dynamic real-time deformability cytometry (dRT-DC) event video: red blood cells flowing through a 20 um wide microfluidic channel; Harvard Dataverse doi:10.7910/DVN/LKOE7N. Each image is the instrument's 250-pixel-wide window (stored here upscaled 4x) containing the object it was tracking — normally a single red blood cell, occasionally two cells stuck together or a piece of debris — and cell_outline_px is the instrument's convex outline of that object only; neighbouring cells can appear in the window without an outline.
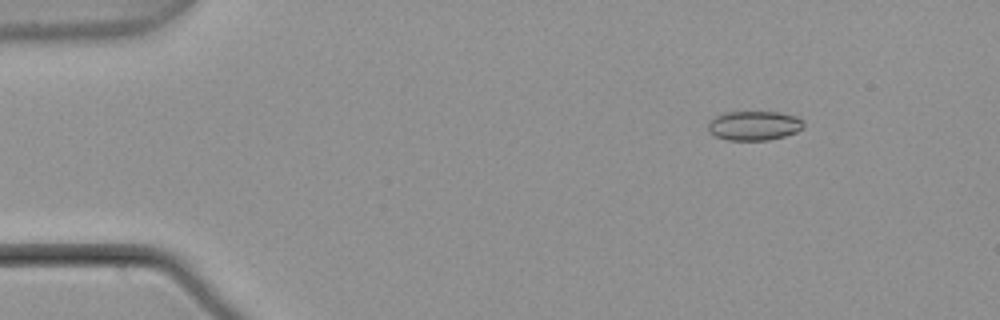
{"species": "common noctule bat (a hibernating species)", "species_latin": "Nyctalus noctula", "temperature_condition": "warm", "stored_images_in_passage": 49, "camera_frame_rate_fps": 3000, "um_per_image_px": 0.085, "animal": {"sex": "male", "body_mass_g": 21.5, "forearm_length_mm": 52.0}, "frame": {"image": 1, "passage_image": 2, "time_ms": 0.333, "image_size_px": [1000, 320], "cell_outline_px": [[804, 128], [796, 132], [784, 136], [768, 140], [728, 140], [716, 136], [708, 132], [708, 120], [712, 116], [724, 112], [780, 112], [796, 116], [804, 120]], "centroid_in_image_um": [64.08, 10.66], "position_along_channel_um": 20.9, "area_um2": 16.65}}
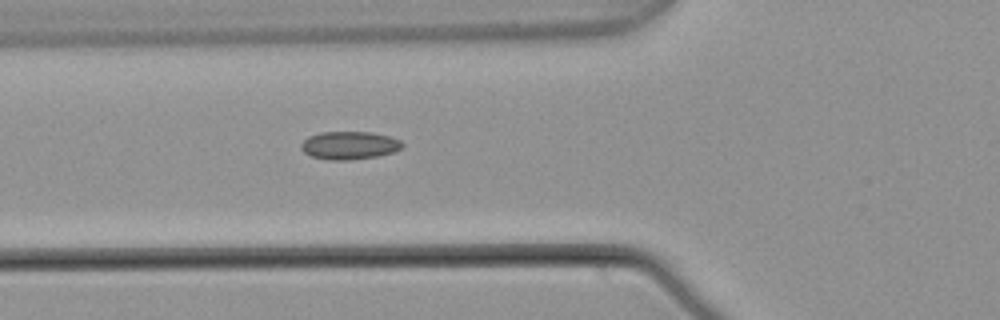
{"frame": {"image": 2, "passage_image": 15, "time_ms": 4.667, "image_size_px": [1000, 320], "cell_outline_px": [[404, 144], [396, 152], [376, 156], [348, 160], [328, 160], [312, 156], [304, 152], [300, 148], [300, 144], [308, 136], [320, 132], [372, 132], [388, 136], [400, 140]], "centroid_in_image_um": [29.68, 12.35], "position_along_channel_um": 96.1, "area_um2": 16.53}}
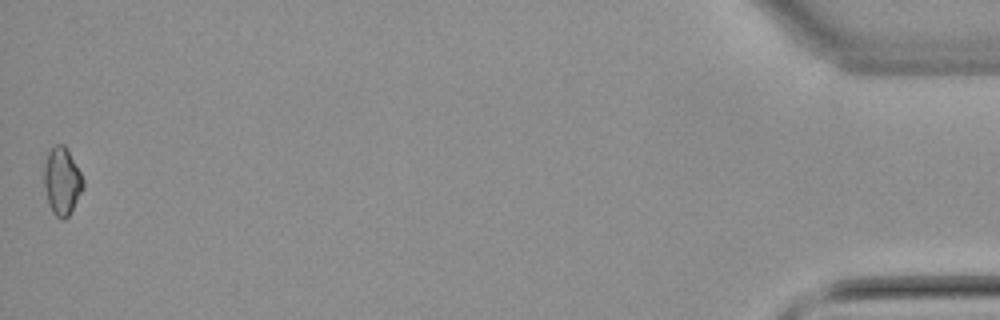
{"frame": {"image": 3, "passage_image": 49, "time_ms": 16.0, "image_size_px": [1000, 320], "cell_outline_px": [[84, 188], [68, 216], [64, 220], [60, 220], [52, 212], [48, 204], [44, 188], [44, 164], [48, 152], [56, 144], [64, 144], [80, 172], [84, 180]], "centroid_in_image_um": [5.26, 15.42], "position_along_channel_um": 429.9, "area_um2": 15.37}, "authors_computed_cell_mechanics": {"area_um2": 15.606, "velocity_mm_per_s": 3.7962, "shape_relaxation_time_tau1_ms": null, "shape_relaxation_time_tau2_ms": 6.9069, "deformation_change_tau1": null, "deformation_change_tau2": 0.1091}}